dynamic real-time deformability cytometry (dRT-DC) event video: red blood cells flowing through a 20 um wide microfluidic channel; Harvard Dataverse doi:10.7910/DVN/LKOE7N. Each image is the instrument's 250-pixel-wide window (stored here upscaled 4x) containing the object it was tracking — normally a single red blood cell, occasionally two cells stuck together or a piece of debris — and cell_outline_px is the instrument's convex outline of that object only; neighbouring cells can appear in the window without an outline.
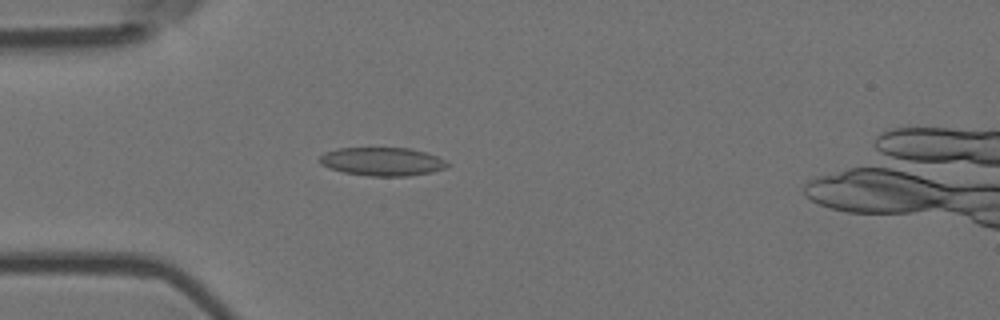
{"species": "Egyptian fruit bat (a non-hibernating species)", "species_latin": "Rousettus aegyptiacus", "temperature_condition": "room temperature", "stored_images_in_passage": 3, "camera_frame_rate_fps": 3000, "um_per_image_px": 0.085, "animal": {"sex": "female"}, "frame": {"image": 1, "passage_image": 3, "time_ms": 0.667, "image_size_px": [1000, 320], "cell_outline_px": [[452, 164], [448, 168], [432, 172], [408, 176], [368, 176], [344, 172], [320, 164], [320, 156], [324, 152], [340, 148], [408, 148], [424, 152], [436, 156]], "centroid_in_image_um": [32.53, 13.74], "position_along_channel_um": 52.5, "area_um2": 21.1}}